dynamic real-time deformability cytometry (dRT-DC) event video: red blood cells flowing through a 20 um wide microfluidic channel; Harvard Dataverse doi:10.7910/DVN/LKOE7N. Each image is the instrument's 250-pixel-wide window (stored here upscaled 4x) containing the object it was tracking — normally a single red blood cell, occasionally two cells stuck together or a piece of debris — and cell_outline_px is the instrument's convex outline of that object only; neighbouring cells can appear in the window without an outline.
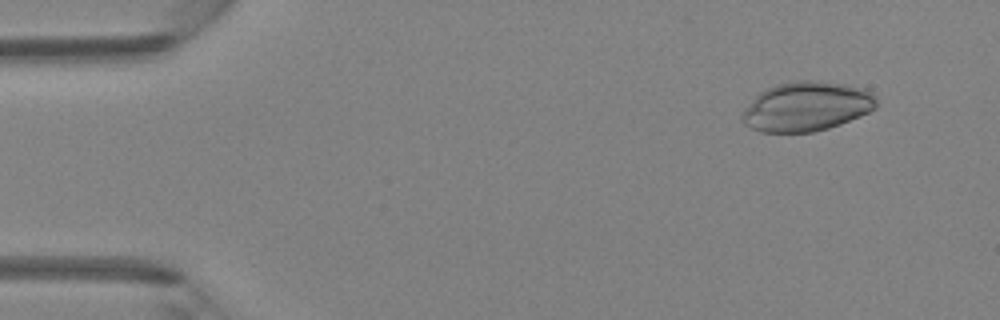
{"species": "Egyptian fruit bat (a non-hibernating species)", "species_latin": "Rousettus aegyptiacus", "temperature_condition": "room temperature", "stored_images_in_passage": 4, "camera_frame_rate_fps": 3000, "um_per_image_px": 0.085, "animal": {"sex": "female"}, "frame": {"image": 1, "passage_image": 1, "time_ms": 0.0, "image_size_px": [1000, 320], "cell_outline_px": [[876, 108], [860, 116], [840, 124], [828, 128], [812, 132], [760, 132], [744, 124], [740, 120], [740, 116], [756, 96], [760, 92], [768, 88], [780, 84], [800, 80], [808, 80], [844, 84], [864, 88], [872, 92], [876, 96]], "centroid_in_image_um": [68.58, 9.06], "position_along_channel_um": 16.4, "area_um2": 38.38}}